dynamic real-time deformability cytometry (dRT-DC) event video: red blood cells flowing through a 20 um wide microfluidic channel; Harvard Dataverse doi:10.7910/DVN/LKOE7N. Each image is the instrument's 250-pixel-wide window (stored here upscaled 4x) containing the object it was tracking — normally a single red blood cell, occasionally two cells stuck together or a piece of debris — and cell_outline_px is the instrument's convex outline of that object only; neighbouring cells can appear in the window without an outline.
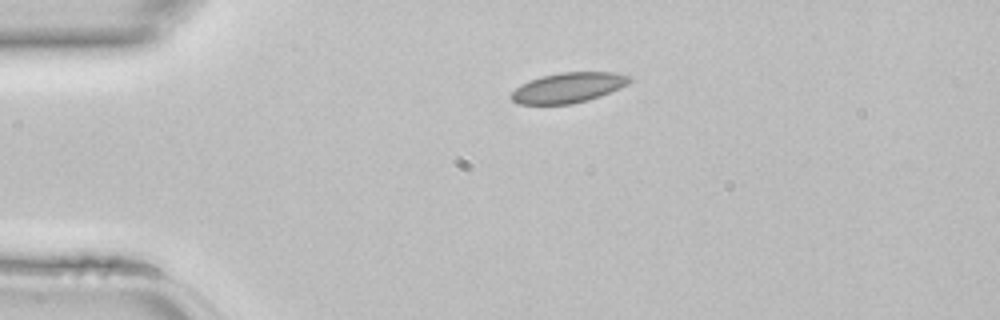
{"species": "common noctule bat (a hibernating species)", "species_latin": "Nyctalus noctula", "temperature_condition": "room temperature", "stored_images_in_passage": 36, "camera_frame_rate_fps": 3000, "um_per_image_px": 0.085, "animal": {"sex": "female", "body_mass_g": 22.7, "forearm_length_mm": 54.2}, "frame": {"image": 1, "passage_image": 1, "time_ms": 0.0, "image_size_px": [1000, 320], "cell_outline_px": [[632, 80], [628, 84], [620, 88], [600, 96], [588, 100], [572, 104], [516, 104], [508, 96], [520, 84], [540, 76], [560, 72], [616, 72], [632, 76]], "centroid_in_image_um": [48.3, 7.44], "position_along_channel_um": 36.7, "area_um2": 21.04}}
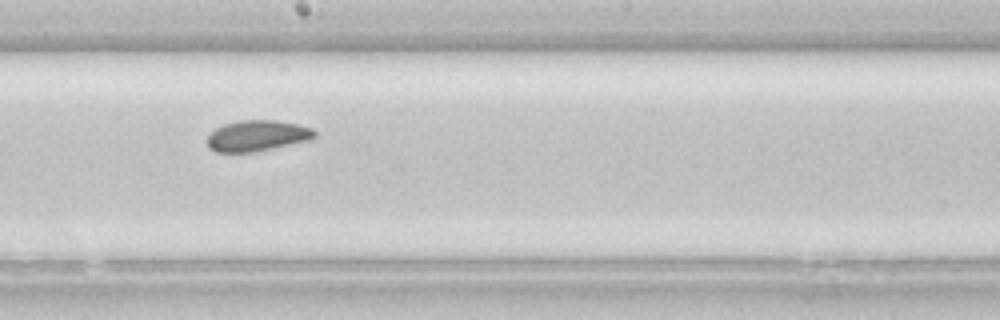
{"frame": {"image": 2, "passage_image": 16, "time_ms": 5.0, "image_size_px": [1000, 320], "cell_outline_px": [[316, 136], [312, 140], [252, 152], [216, 152], [208, 148], [208, 136], [216, 128], [224, 124], [240, 120], [276, 120], [300, 124], [312, 128], [316, 132]], "centroid_in_image_um": [21.9, 11.53], "position_along_channel_um": 226.3, "area_um2": 19.42}}
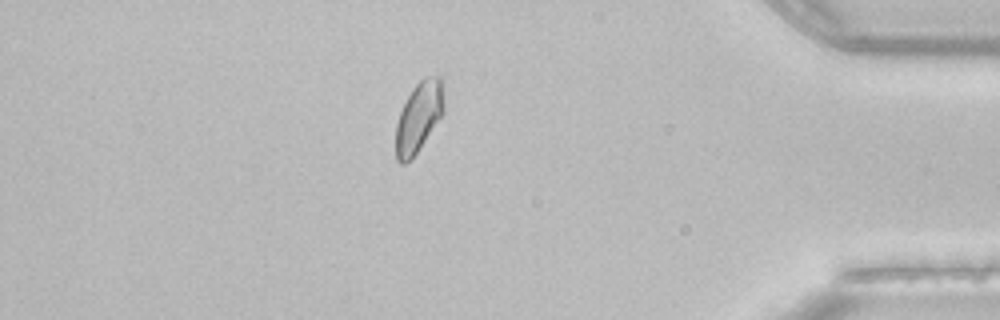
{"frame": {"image": 3, "passage_image": 30, "time_ms": 9.667, "image_size_px": [1000, 320], "cell_outline_px": [[444, 112], [416, 152], [404, 164], [400, 164], [396, 160], [396, 124], [400, 112], [412, 88], [424, 76], [440, 76], [444, 104]], "centroid_in_image_um": [35.58, 9.92], "position_along_channel_um": 399.6, "area_um2": 19.25}}